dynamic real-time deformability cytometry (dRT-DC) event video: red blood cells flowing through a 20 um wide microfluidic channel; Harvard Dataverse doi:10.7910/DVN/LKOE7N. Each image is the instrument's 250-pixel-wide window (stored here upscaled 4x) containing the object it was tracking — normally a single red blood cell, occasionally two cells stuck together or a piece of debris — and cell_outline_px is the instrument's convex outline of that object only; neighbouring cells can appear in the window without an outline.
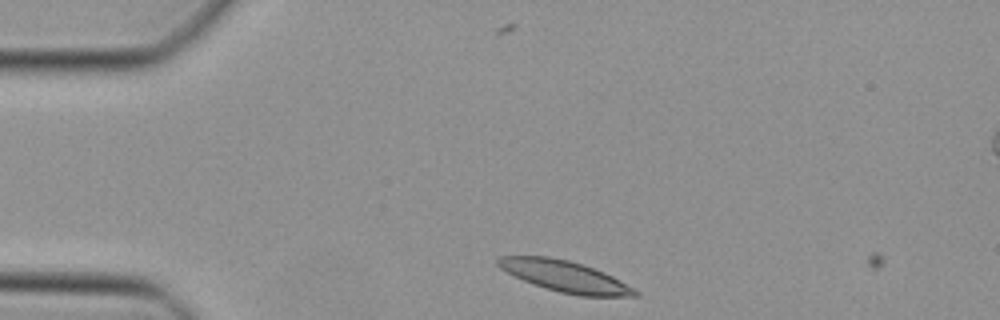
{"species": "Egyptian fruit bat (a non-hibernating species)", "species_latin": "Rousettus aegyptiacus", "temperature_condition": "cold", "stored_images_in_passage": 3, "camera_frame_rate_fps": 3000, "um_per_image_px": 0.085, "animal": {"sex": "female"}, "frame": {"image": 1, "passage_image": 2, "time_ms": 0.333, "image_size_px": [1000, 320], "cell_outline_px": [[640, 296], [580, 296], [560, 292], [544, 288], [532, 284], [500, 268], [496, 264], [496, 260], [500, 256], [548, 256], [568, 260], [584, 264], [604, 272], [612, 276], [640, 292]], "centroid_in_image_um": [48.02, 23.48], "position_along_channel_um": 37.0, "area_um2": 24.8}}